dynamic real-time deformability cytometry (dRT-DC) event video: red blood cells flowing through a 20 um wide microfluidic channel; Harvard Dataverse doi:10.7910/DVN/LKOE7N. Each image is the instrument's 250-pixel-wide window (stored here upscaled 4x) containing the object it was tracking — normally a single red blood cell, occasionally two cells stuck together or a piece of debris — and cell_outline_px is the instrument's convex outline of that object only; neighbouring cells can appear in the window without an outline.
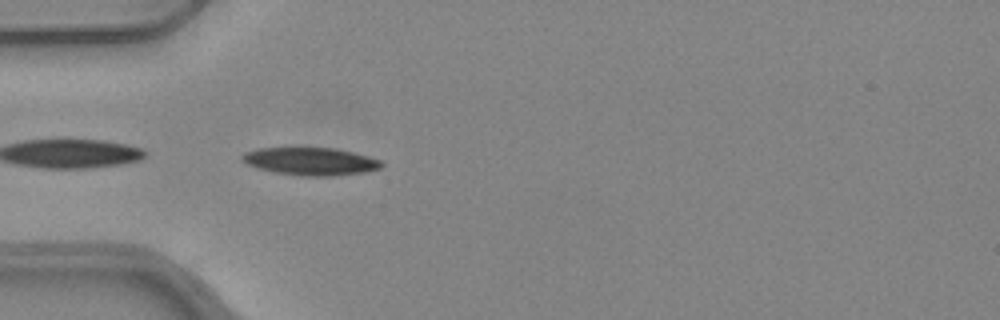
{"species": "common noctule bat (a hibernating species)", "species_latin": "Nyctalus noctula", "temperature_condition": "warm", "stored_images_in_passage": 37, "camera_frame_rate_fps": 3000, "um_per_image_px": 0.085, "animal": {"sex": "female", "body_mass_g": 24.6, "forearm_length_mm": 56.2}, "frame": {"image": 1, "passage_image": 1, "time_ms": 0.0, "image_size_px": [1000, 320], "cell_outline_px": [[384, 164], [380, 168], [364, 172], [332, 176], [300, 176], [276, 172], [256, 168], [240, 160], [240, 156], [244, 152], [256, 148], [336, 148], [368, 156], [380, 160]], "centroid_in_image_um": [26.36, 13.71], "position_along_channel_um": 58.6, "area_um2": 22.54}}
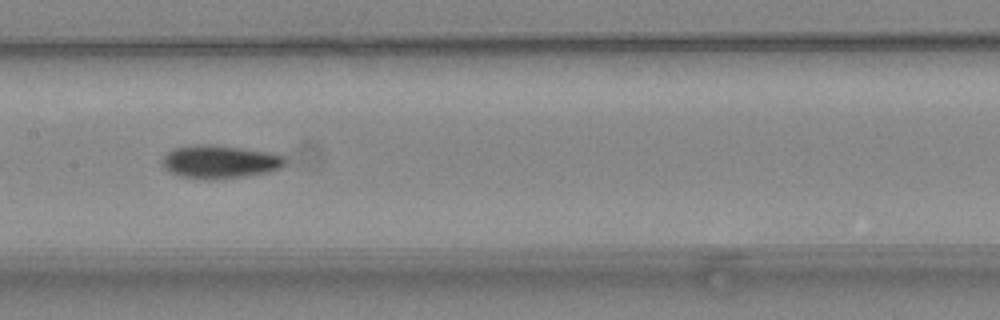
{"frame": {"image": 2, "passage_image": 11, "time_ms": 3.333, "image_size_px": [1000, 320], "cell_outline_px": [[288, 164], [280, 168], [268, 172], [244, 176], [212, 180], [204, 180], [180, 176], [164, 168], [164, 156], [172, 148], [240, 148], [264, 152], [284, 156], [288, 160]], "centroid_in_image_um": [18.77, 13.83], "position_along_channel_um": 188.6, "area_um2": 22.48}}
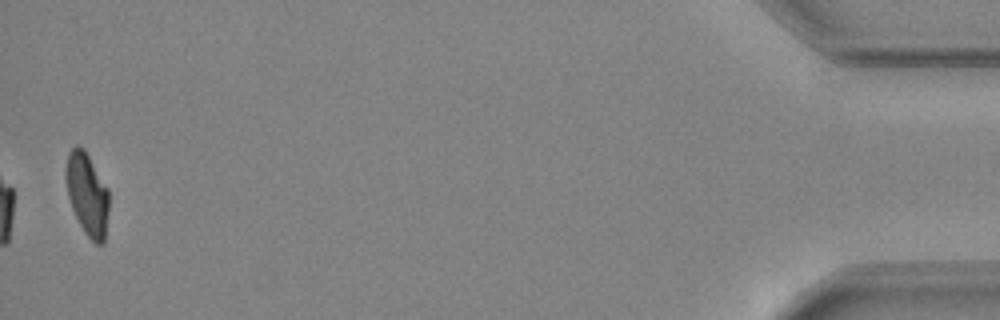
{"frame": {"image": 3, "passage_image": 36, "time_ms": 11.667, "image_size_px": [1000, 320], "cell_outline_px": [[108, 212], [104, 244], [96, 244], [84, 232], [72, 208], [68, 196], [64, 176], [64, 168], [68, 152], [76, 144], [84, 148], [108, 188]], "centroid_in_image_um": [7.39, 16.46], "position_along_channel_um": 427.8, "area_um2": 20.87}, "authors_computed_cell_mechanics": {"area_um2": 22.3686, "velocity_mm_per_s": 4.0032, "shape_relaxation_time_tau1_ms": 6.8985, "shape_relaxation_time_tau2_ms": 2.9895, "deformation_change_tau1": 0.2028, "deformation_change_tau2": 0.0765}}